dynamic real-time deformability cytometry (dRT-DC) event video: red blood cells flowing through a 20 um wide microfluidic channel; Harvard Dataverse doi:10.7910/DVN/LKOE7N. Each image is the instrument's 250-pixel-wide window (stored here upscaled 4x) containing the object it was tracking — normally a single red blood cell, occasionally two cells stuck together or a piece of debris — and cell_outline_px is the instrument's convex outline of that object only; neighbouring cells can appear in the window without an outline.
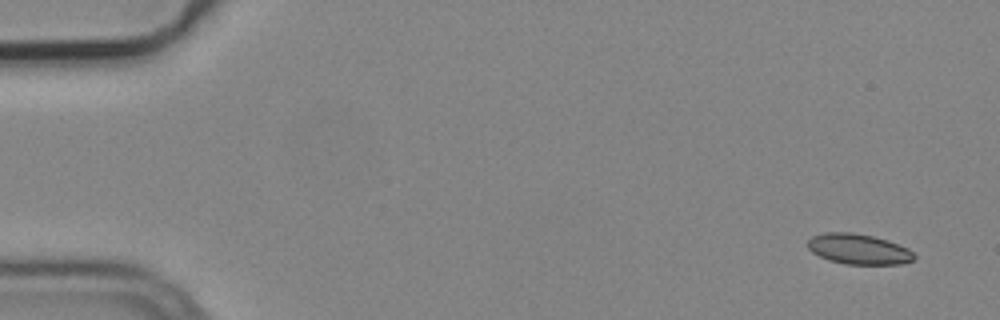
{"species": "common noctule bat (a hibernating species)", "species_latin": "Nyctalus noctula", "temperature_condition": "cold", "stored_images_in_passage": 4, "camera_frame_rate_fps": 3000, "um_per_image_px": 0.085, "animal": {"sex": "male", "body_mass_g": 19.2, "forearm_length_mm": 51.8}, "frame": {"image": 1, "passage_image": 1, "time_ms": 0.0, "image_size_px": [1000, 320], "cell_outline_px": [[916, 260], [900, 264], [844, 264], [828, 260], [812, 252], [808, 248], [808, 240], [812, 236], [824, 232], [852, 232], [872, 236], [888, 240], [908, 248], [916, 256]], "centroid_in_image_um": [72.99, 21.17], "position_along_channel_um": 12.0, "area_um2": 18.96}}
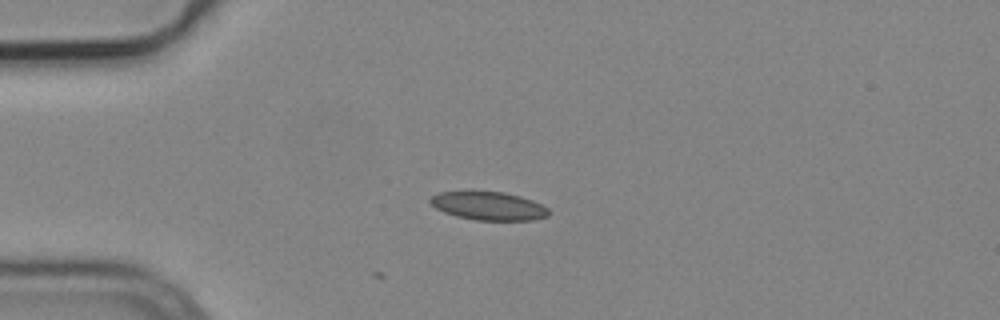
{"frame": {"image": 2, "passage_image": 4, "time_ms": 1.0, "image_size_px": [1000, 320], "cell_outline_px": [[548, 216], [532, 220], [476, 220], [456, 216], [444, 212], [436, 208], [428, 200], [432, 196], [440, 192], [472, 188], [504, 192], [520, 196], [532, 200], [548, 208]], "centroid_in_image_um": [41.47, 17.45], "position_along_channel_um": 43.5, "area_um2": 20.23}}